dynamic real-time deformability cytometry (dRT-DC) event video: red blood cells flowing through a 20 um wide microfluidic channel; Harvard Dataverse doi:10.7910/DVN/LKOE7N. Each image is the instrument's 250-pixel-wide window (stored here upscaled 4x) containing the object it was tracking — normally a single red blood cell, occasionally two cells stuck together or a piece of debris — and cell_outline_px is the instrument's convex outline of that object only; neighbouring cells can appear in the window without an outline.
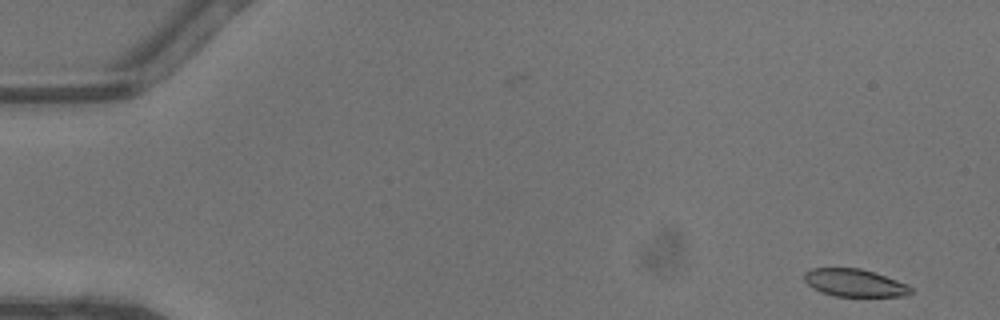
{"species": "common noctule bat (a hibernating species)", "species_latin": "Nyctalus noctula", "temperature_condition": "warm", "stored_images_in_passage": 44, "camera_frame_rate_fps": 3000, "um_per_image_px": 0.085, "animal": {"sex": "male", "body_mass_g": 13.3}, "frame": {"image": 1, "passage_image": 1, "time_ms": 0.0, "image_size_px": [1000, 320], "cell_outline_px": [[912, 292], [908, 296], [832, 296], [820, 292], [812, 288], [804, 280], [804, 272], [812, 268], [860, 268], [908, 284], [912, 288]], "centroid_in_image_um": [72.62, 24.05], "position_along_channel_um": 12.4, "area_um2": 17.17}}
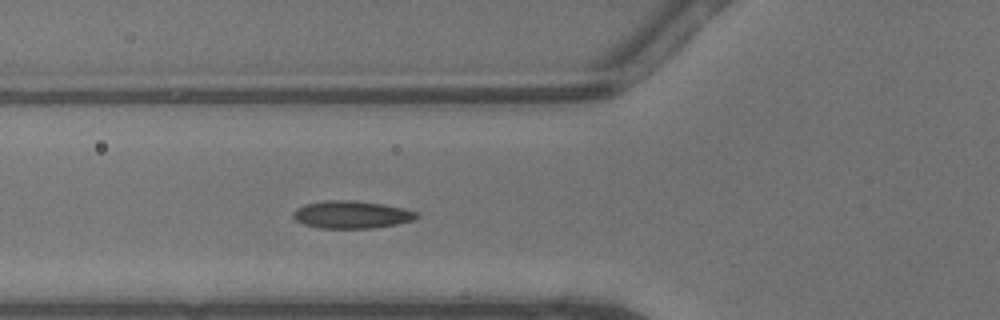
{"frame": {"image": 2, "passage_image": 16, "time_ms": 5.0, "image_size_px": [1000, 320], "cell_outline_px": [[420, 216], [412, 220], [396, 224], [372, 228], [320, 228], [304, 224], [296, 220], [292, 216], [292, 212], [296, 208], [304, 204], [324, 200], [356, 200], [384, 204], [404, 208], [420, 212]], "centroid_in_image_um": [29.89, 18.23], "position_along_channel_um": 95.9, "area_um2": 20.06}}
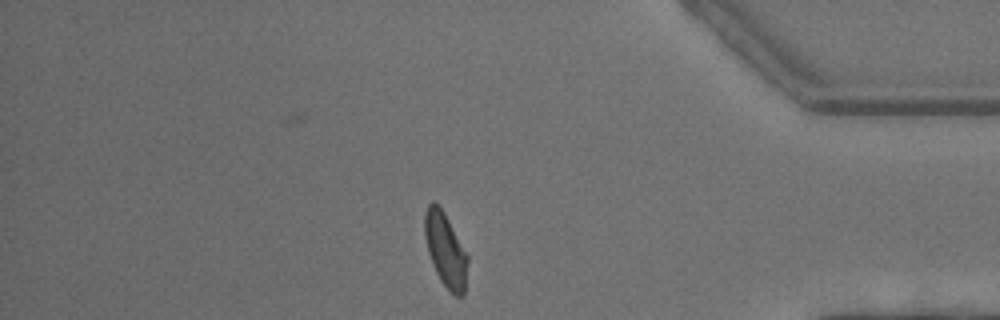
{"frame": {"image": 3, "passage_image": 38, "time_ms": 12.333, "image_size_px": [1000, 320], "cell_outline_px": [[468, 260], [464, 296], [456, 296], [440, 280], [436, 272], [428, 252], [424, 236], [424, 212], [428, 204], [432, 200], [444, 212], [468, 256]], "centroid_in_image_um": [37.85, 21.23], "position_along_channel_um": 397.3, "area_um2": 18.32}, "authors_computed_cell_mechanics": {"area_um2": 19.1029, "velocity_mm_per_s": 4.5237, "shape_relaxation_time_tau1_ms": 3.9361, "shape_relaxation_time_tau2_ms": 1.2937, "deformation_change_tau1": 0.1161, "deformation_change_tau2": 0.0688}}